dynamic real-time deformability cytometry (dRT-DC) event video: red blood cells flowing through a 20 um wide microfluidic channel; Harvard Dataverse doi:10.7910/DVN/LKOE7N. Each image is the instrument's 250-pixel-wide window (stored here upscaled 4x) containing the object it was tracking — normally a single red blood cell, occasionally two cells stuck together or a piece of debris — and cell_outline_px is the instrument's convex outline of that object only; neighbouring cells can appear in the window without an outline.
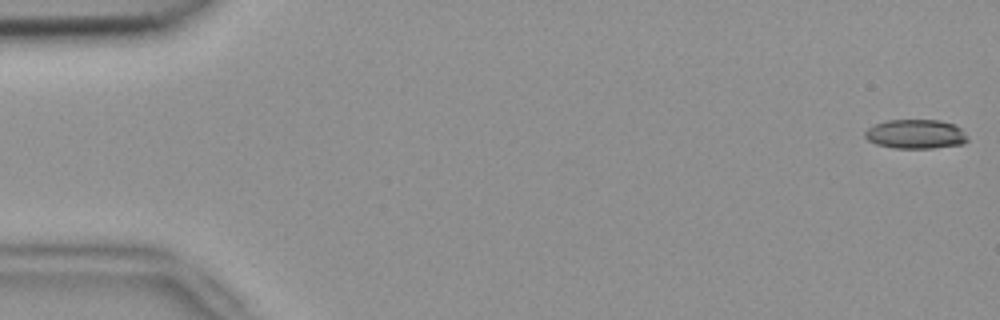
{"species": "common noctule bat (a hibernating species)", "species_latin": "Nyctalus noctula", "temperature_condition": "room temperature", "stored_images_in_passage": 53, "camera_frame_rate_fps": 3000, "um_per_image_px": 0.085, "animal": {"sex": "female", "body_mass_g": 18.4}, "frame": {"image": 1, "passage_image": 1, "time_ms": 0.0, "image_size_px": [1000, 320], "cell_outline_px": [[968, 140], [964, 144], [932, 148], [892, 148], [876, 144], [868, 140], [864, 136], [864, 132], [868, 128], [876, 124], [888, 120], [940, 120], [956, 124], [968, 136]], "centroid_in_image_um": [77.86, 11.4], "position_along_channel_um": 7.1, "area_um2": 17.63}}
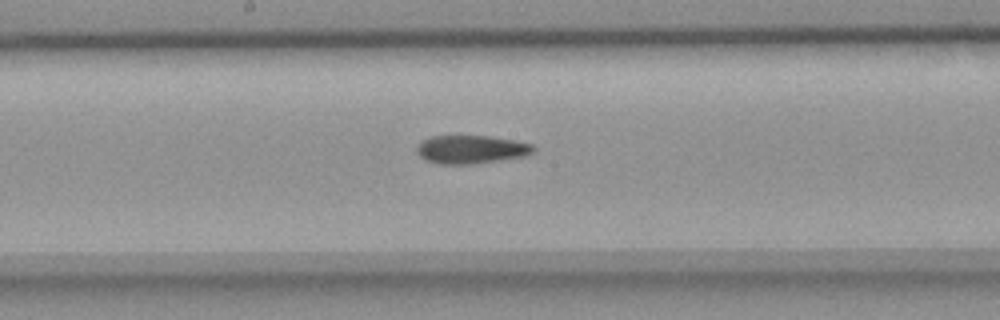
{"frame": {"image": 2, "passage_image": 28, "time_ms": 9.0, "image_size_px": [1000, 320], "cell_outline_px": [[536, 152], [528, 156], [472, 164], [440, 164], [424, 160], [416, 152], [416, 148], [424, 140], [432, 136], [488, 136], [512, 140], [532, 144], [536, 148]], "centroid_in_image_um": [40.09, 12.71], "position_along_channel_um": 208.1, "area_um2": 19.31}}
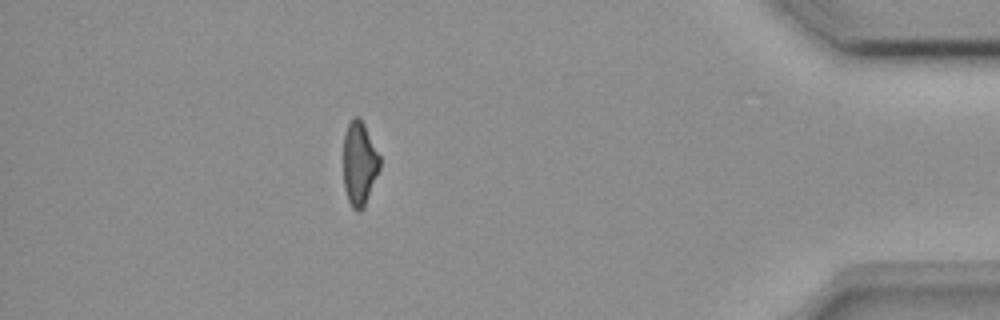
{"frame": {"image": 3, "passage_image": 47, "time_ms": 15.333, "image_size_px": [1000, 320], "cell_outline_px": [[380, 168], [364, 208], [360, 212], [356, 212], [352, 208], [348, 200], [344, 188], [344, 132], [352, 116], [360, 116], [380, 156]], "centroid_in_image_um": [30.54, 13.9], "position_along_channel_um": 404.7, "area_um2": 17.98}, "authors_computed_cell_mechanics": {"area_um2": 19.0162, "velocity_mm_per_s": 3.8454, "shape_relaxation_time_tau1_ms": null, "shape_relaxation_time_tau2_ms": 6.3134, "deformation_change_tau1": null, "deformation_change_tau2": 0.1685}}